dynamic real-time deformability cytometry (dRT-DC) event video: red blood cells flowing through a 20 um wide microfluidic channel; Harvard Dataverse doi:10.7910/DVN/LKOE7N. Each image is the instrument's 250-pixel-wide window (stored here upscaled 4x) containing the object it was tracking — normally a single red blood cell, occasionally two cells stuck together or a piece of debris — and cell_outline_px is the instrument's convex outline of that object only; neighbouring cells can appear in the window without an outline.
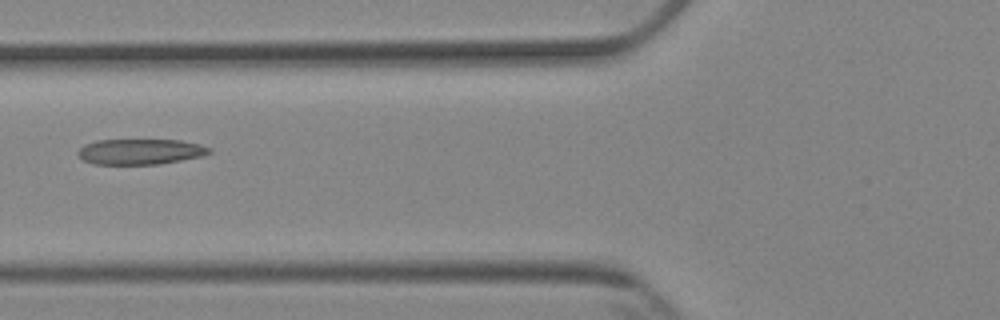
{"species": "Egyptian fruit bat (a non-hibernating species)", "species_latin": "Rousettus aegyptiacus", "temperature_condition": "cold", "stored_images_in_passage": 6, "camera_frame_rate_fps": 3000, "um_per_image_px": 0.085, "animal": {"sex": "female"}, "frame": {"image": 1, "passage_image": 6, "time_ms": 6.667, "image_size_px": [1000, 320], "cell_outline_px": [[212, 152], [204, 156], [160, 164], [92, 164], [84, 160], [76, 152], [84, 144], [96, 140], [180, 140], [200, 144], [212, 148]], "centroid_in_image_um": [11.96, 12.89], "position_along_channel_um": 113.8, "area_um2": 19.71}}